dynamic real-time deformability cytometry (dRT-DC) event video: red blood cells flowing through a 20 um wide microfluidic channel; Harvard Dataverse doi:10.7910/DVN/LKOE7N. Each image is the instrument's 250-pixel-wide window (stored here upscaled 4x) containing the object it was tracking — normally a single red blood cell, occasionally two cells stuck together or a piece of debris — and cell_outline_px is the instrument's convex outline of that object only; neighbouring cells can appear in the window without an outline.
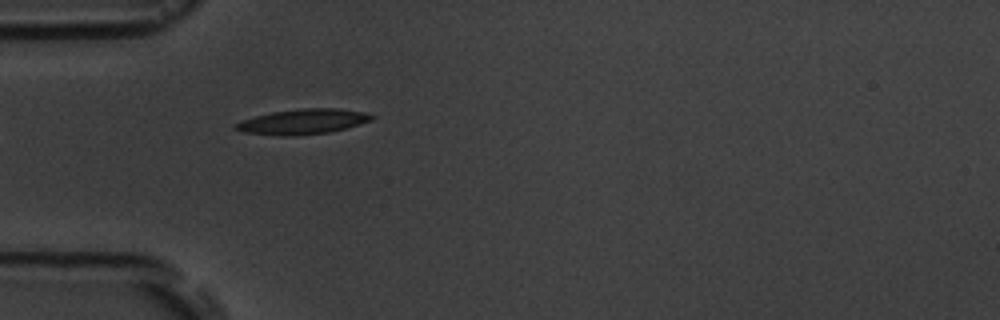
{"species": "common noctule bat (a hibernating species)", "species_latin": "Nyctalus noctula", "temperature_condition": "room temperature", "stored_images_in_passage": 5, "camera_frame_rate_fps": 3000, "um_per_image_px": 0.085, "animal": {"sex": "male", "body_mass_g": 19.5, "forearm_length_mm": 54.6}, "frame": {"image": 1, "passage_image": 5, "time_ms": 5.333, "image_size_px": [1000, 320], "cell_outline_px": [[376, 116], [372, 120], [332, 132], [296, 136], [280, 136], [244, 132], [232, 128], [232, 124], [256, 116], [272, 112], [300, 108], [336, 108], [364, 112]], "centroid_in_image_um": [25.73, 10.34], "position_along_channel_um": 59.3, "area_um2": 20.06}}